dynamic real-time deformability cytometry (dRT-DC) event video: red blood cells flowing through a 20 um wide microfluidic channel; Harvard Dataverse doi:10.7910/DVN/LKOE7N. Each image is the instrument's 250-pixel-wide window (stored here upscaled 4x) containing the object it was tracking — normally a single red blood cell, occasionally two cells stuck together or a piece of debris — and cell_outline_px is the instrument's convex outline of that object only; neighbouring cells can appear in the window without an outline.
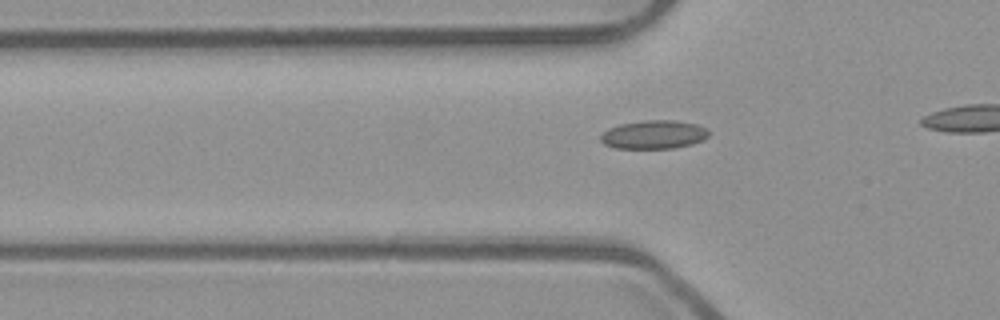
{"species": "common noctule bat (a hibernating species)", "species_latin": "Nyctalus noctula", "temperature_condition": "room temperature", "stored_images_in_passage": 16, "camera_frame_rate_fps": 3000, "um_per_image_px": 0.085, "animal": {"sex": "male", "body_mass_g": 23.1, "forearm_length_mm": 52.7}, "frame": {"image": 1, "passage_image": 7, "time_ms": 2.0, "image_size_px": [1000, 320], "cell_outline_px": [[708, 136], [704, 140], [692, 144], [672, 148], [616, 148], [604, 144], [600, 140], [600, 136], [608, 128], [620, 124], [644, 120], [676, 120], [696, 124], [704, 128], [708, 132]], "centroid_in_image_um": [55.56, 11.43], "position_along_channel_um": 70.2, "area_um2": 17.92}}
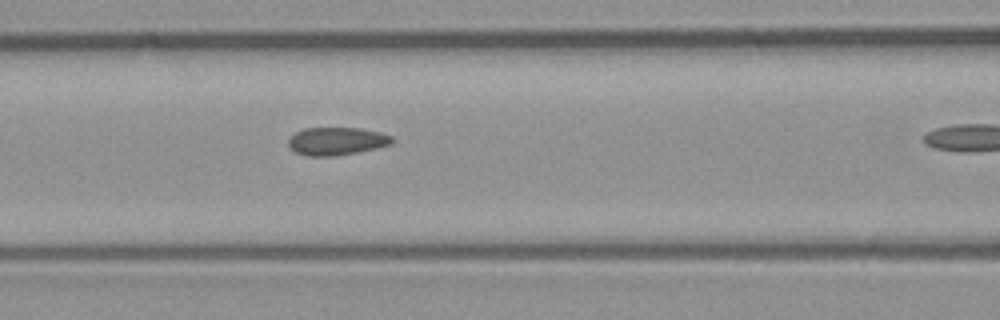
{"frame": {"image": 2, "passage_image": 12, "time_ms": 3.667, "image_size_px": [1000, 320], "cell_outline_px": [[396, 140], [392, 144], [376, 148], [336, 156], [304, 156], [296, 152], [288, 144], [288, 140], [296, 132], [304, 128], [360, 128], [380, 132], [392, 136]], "centroid_in_image_um": [28.64, 12.0], "position_along_channel_um": 138.0, "area_um2": 16.88}}